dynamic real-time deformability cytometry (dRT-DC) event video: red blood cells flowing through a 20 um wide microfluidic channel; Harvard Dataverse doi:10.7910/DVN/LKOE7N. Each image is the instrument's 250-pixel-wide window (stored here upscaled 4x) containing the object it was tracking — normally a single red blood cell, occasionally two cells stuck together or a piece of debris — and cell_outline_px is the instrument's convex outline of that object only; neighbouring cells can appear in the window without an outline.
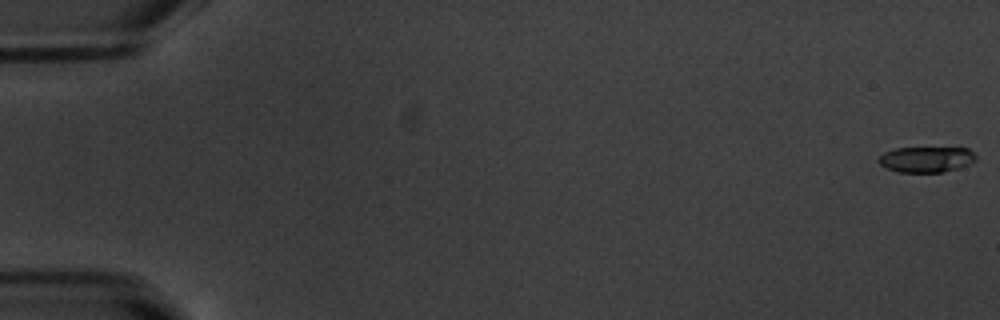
{"species": "common noctule bat (a hibernating species)", "species_latin": "Nyctalus noctula", "temperature_condition": "warm", "stored_images_in_passage": 55, "camera_frame_rate_fps": 3000, "um_per_image_px": 0.085, "animal": {"sex": "male", "body_mass_g": 20.1, "forearm_length_mm": 53.5}, "frame": {"image": 1, "passage_image": 1, "time_ms": 0.0, "image_size_px": [1000, 320], "cell_outline_px": [[976, 160], [972, 164], [944, 172], [900, 172], [888, 168], [880, 164], [876, 160], [884, 152], [896, 148], [968, 148], [976, 156]], "centroid_in_image_um": [78.76, 13.55], "position_along_channel_um": 6.2, "area_um2": 14.57}}
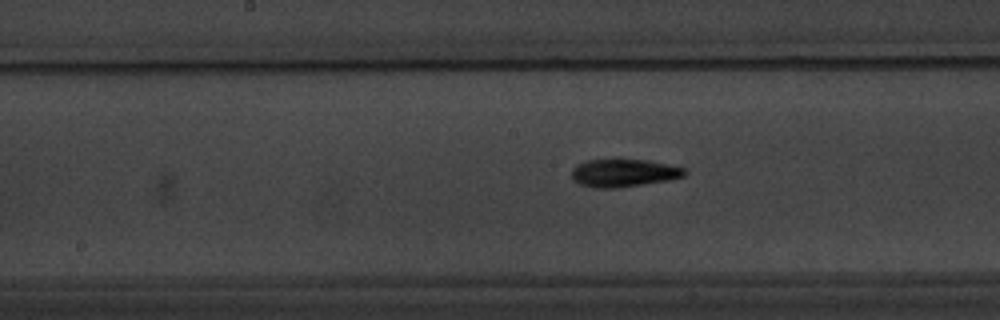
{"frame": {"image": 2, "passage_image": 29, "time_ms": 9.333, "image_size_px": [1000, 320], "cell_outline_px": [[688, 172], [684, 176], [668, 180], [612, 188], [592, 188], [580, 184], [572, 180], [572, 168], [576, 164], [584, 160], [620, 156], [648, 160], [684, 168]], "centroid_in_image_um": [52.94, 14.64], "position_along_channel_um": 195.3, "area_um2": 19.07}}
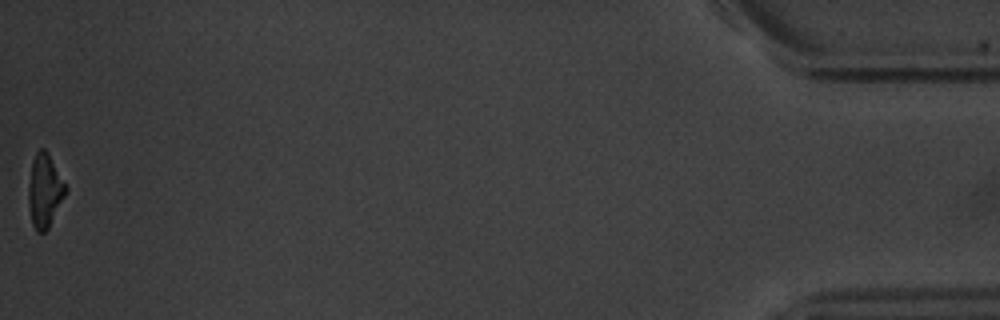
{"frame": {"image": 3, "passage_image": 55, "time_ms": 18.0, "image_size_px": [1000, 320], "cell_outline_px": [[68, 192], [48, 228], [44, 232], [36, 232], [32, 224], [28, 204], [28, 188], [32, 160], [36, 152], [40, 148], [44, 148], [48, 152], [68, 188]], "centroid_in_image_um": [3.81, 16.21], "position_along_channel_um": 431.4, "area_um2": 16.13}, "authors_computed_cell_mechanics": {"area_um2": 16.6464, "velocity_mm_per_s": 3.7885, "shape_relaxation_time_tau1_ms": 2.2197, "shape_relaxation_time_tau2_ms": null, "deformation_change_tau1": 0.1543, "deformation_change_tau2": null}}